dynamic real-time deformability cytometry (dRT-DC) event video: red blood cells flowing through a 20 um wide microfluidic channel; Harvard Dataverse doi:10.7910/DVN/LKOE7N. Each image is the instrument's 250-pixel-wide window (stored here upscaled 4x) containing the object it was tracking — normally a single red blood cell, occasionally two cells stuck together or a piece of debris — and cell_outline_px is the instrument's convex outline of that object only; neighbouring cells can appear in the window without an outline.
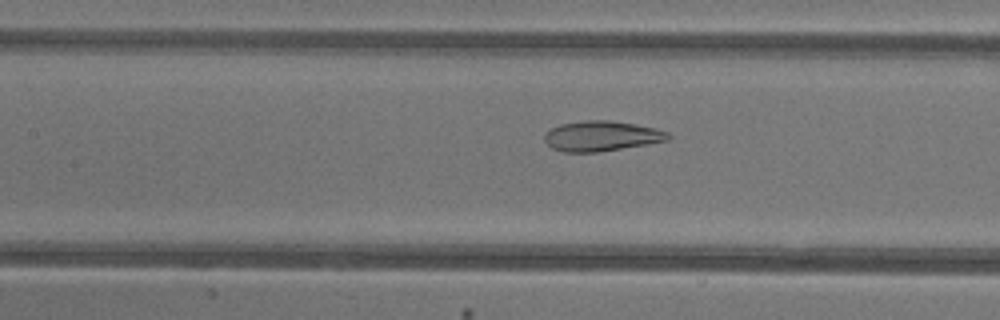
{"species": "common noctule bat (a hibernating species)", "species_latin": "Nyctalus noctula", "temperature_condition": "warm", "stored_images_in_passage": 26, "camera_frame_rate_fps": 3000, "um_per_image_px": 0.085, "animal": {"sex": "female"}, "frame": {"image": 1, "passage_image": 9, "time_ms": 2.667, "image_size_px": [1000, 320], "cell_outline_px": [[672, 136], [668, 140], [648, 144], [596, 152], [564, 152], [552, 148], [544, 140], [544, 132], [560, 124], [584, 120], [608, 120], [656, 128], [668, 132]], "centroid_in_image_um": [51.11, 11.56], "position_along_channel_um": 156.3, "area_um2": 21.68}}
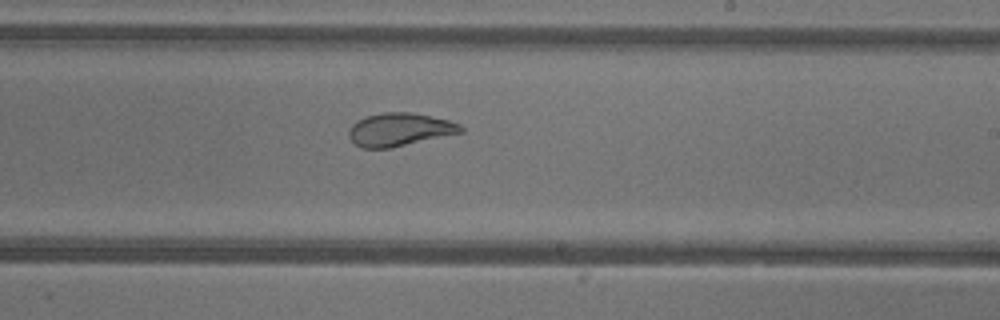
{"frame": {"image": 2, "passage_image": 16, "time_ms": 5.0, "image_size_px": [1000, 320], "cell_outline_px": [[464, 132], [388, 148], [364, 148], [356, 144], [348, 136], [348, 132], [352, 124], [356, 120], [364, 116], [384, 112], [412, 112], [448, 120], [460, 124], [464, 128]], "centroid_in_image_um": [33.95, 10.99], "position_along_channel_um": 255.0, "area_um2": 21.5}}
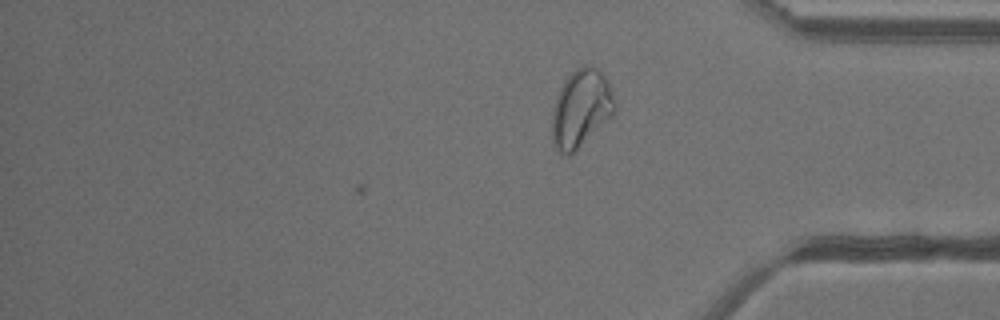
{"frame": {"image": 3, "passage_image": 26, "time_ms": 8.333, "image_size_px": [1000, 320], "cell_outline_px": [[616, 112], [572, 156], [564, 156], [556, 148], [552, 140], [552, 112], [556, 96], [560, 88], [568, 76], [576, 68], [584, 64], [588, 64], [596, 68], [604, 76], [612, 92], [616, 104]], "centroid_in_image_um": [49.38, 9.26], "position_along_channel_um": 385.8, "area_um2": 28.67}, "authors_computed_cell_mechanics": {"area_um2": 21.7328, "velocity_mm_per_s": 4.2542, "shape_relaxation_time_tau1_ms": 5.2878, "shape_relaxation_time_tau2_ms": 0.9293, "deformation_change_tau1": 0.1818, "deformation_change_tau2": 0.0688}}